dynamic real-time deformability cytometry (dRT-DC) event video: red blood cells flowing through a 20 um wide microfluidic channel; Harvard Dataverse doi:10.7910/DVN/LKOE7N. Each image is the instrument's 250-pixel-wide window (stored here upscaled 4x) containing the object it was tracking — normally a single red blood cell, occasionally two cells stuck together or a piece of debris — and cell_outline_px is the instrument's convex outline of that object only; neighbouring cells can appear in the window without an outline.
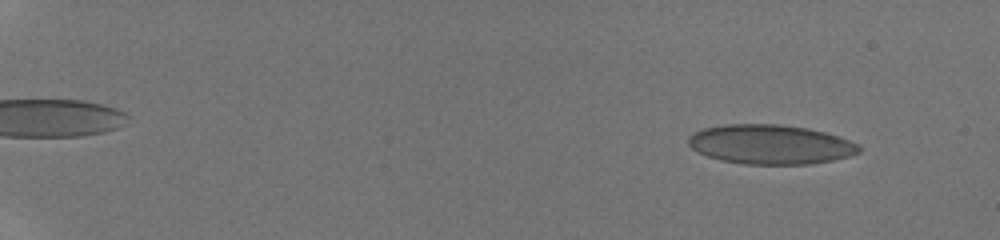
{"species": "human", "species_latin": "Homo sapiens", "temperature_condition": "room temperature", "stored_images_in_passage": 47, "camera_frame_rate_fps": 3000, "um_per_image_px": 0.085, "donor": {"sex": "male"}, "frame": {"image": 1, "passage_image": 5, "time_ms": 1.333, "image_size_px": [1000, 240], "cell_outline_px": [[860, 152], [848, 156], [832, 160], [808, 164], [744, 164], [720, 160], [708, 156], [692, 148], [688, 144], [688, 136], [692, 132], [704, 128], [724, 124], [780, 124], [808, 128], [824, 132], [860, 144]], "centroid_in_image_um": [65.46, 12.27], "position_along_channel_um": 19.5, "area_um2": 39.19}}
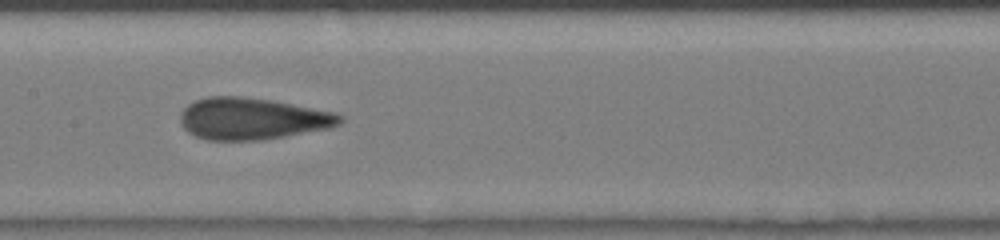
{"frame": {"image": 2, "passage_image": 27, "time_ms": 8.667, "image_size_px": [1000, 240], "cell_outline_px": [[344, 120], [340, 124], [328, 128], [284, 136], [260, 140], [204, 140], [188, 132], [180, 124], [180, 112], [188, 104], [196, 100], [208, 96], [240, 96], [272, 100], [336, 112], [344, 116]], "centroid_in_image_um": [21.43, 10.08], "position_along_channel_um": 186.0, "area_um2": 39.02}}
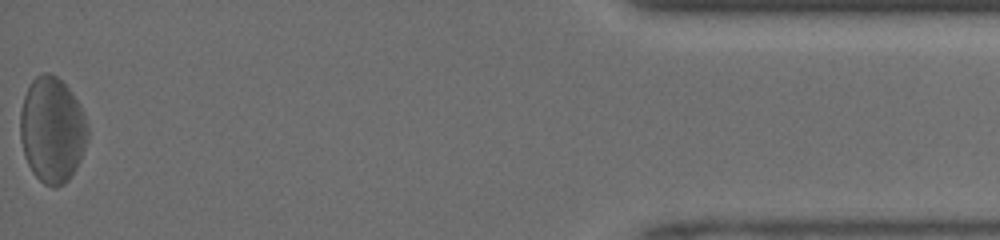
{"frame": {"image": 3, "passage_image": 47, "time_ms": 15.333, "image_size_px": [1000, 240], "cell_outline_px": [[88, 140], [80, 160], [76, 168], [68, 180], [64, 184], [52, 188], [44, 184], [32, 172], [24, 156], [20, 140], [20, 112], [24, 96], [32, 80], [36, 76], [44, 72], [48, 72], [56, 76], [72, 92], [80, 104], [88, 128]], "centroid_in_image_um": [4.43, 11.05], "position_along_channel_um": 430.8, "area_um2": 41.73}}